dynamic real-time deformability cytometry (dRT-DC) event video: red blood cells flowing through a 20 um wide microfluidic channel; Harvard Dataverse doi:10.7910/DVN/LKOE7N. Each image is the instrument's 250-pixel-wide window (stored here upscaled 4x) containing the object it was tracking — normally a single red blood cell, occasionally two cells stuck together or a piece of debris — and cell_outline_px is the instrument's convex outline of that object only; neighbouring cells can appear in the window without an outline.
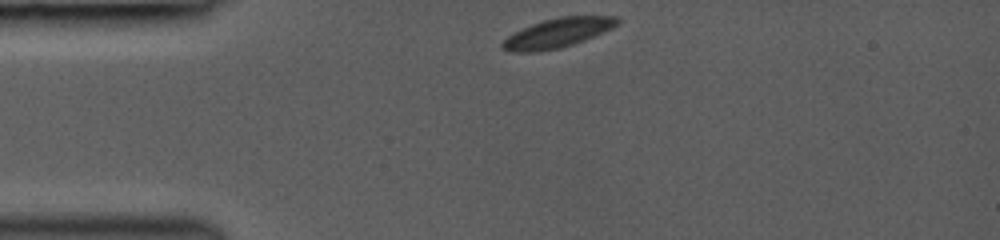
{"species": "common noctule bat (a hibernating species)", "species_latin": "Nyctalus noctula", "temperature_condition": "room temperature", "stored_images_in_passage": 7, "camera_frame_rate_fps": 3000, "um_per_image_px": 0.085, "animal": {"sex": "female", "body_mass_g": 19.0, "forearm_length_mm": 53.3}, "frame": {"image": 1, "passage_image": 1, "time_ms": 0.0, "image_size_px": [1000, 240], "cell_outline_px": [[620, 24], [604, 32], [584, 40], [560, 48], [540, 52], [512, 52], [500, 48], [500, 44], [508, 36], [532, 24], [544, 20], [560, 16], [616, 16], [620, 20]], "centroid_in_image_um": [47.41, 2.81], "position_along_channel_um": 37.6, "area_um2": 19.65}}
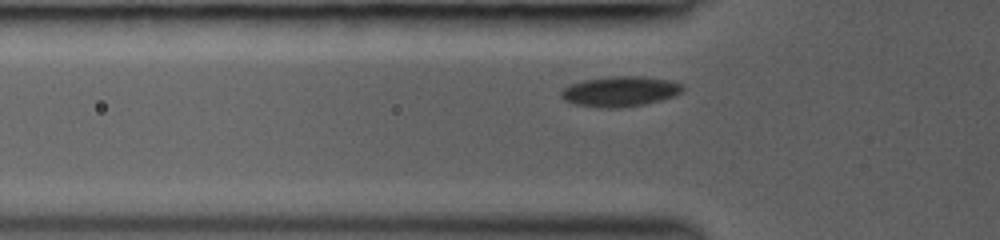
{"frame": {"image": 2, "passage_image": 6, "time_ms": 1.667, "image_size_px": [1000, 240], "cell_outline_px": [[684, 92], [660, 100], [644, 104], [620, 108], [596, 108], [572, 104], [564, 100], [560, 96], [560, 92], [564, 88], [572, 84], [584, 80], [616, 76], [644, 76], [668, 80], [684, 84]], "centroid_in_image_um": [52.7, 7.78], "position_along_channel_um": 73.1, "area_um2": 21.56}}